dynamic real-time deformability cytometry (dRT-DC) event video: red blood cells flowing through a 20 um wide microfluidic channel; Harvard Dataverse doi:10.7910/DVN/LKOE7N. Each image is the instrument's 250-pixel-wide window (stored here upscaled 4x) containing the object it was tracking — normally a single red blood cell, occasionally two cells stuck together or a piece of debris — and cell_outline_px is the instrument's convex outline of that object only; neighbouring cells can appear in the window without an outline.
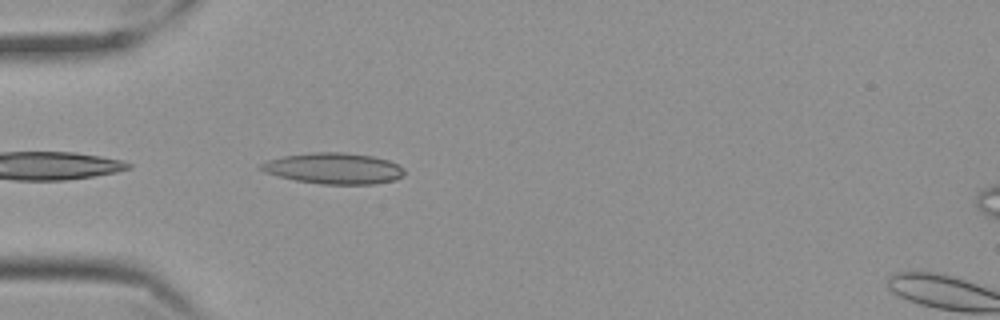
{"species": "Egyptian fruit bat (a non-hibernating species)", "species_latin": "Rousettus aegyptiacus", "temperature_condition": "cold", "stored_images_in_passage": 6, "camera_frame_rate_fps": 3000, "um_per_image_px": 0.085, "frame": {"image": 1, "passage_image": 2, "time_ms": 0.333, "image_size_px": [1000, 320], "cell_outline_px": [[404, 176], [396, 180], [372, 184], [320, 184], [296, 180], [276, 176], [264, 172], [256, 168], [260, 164], [268, 160], [284, 156], [312, 152], [344, 152], [372, 156], [388, 160], [404, 168]], "centroid_in_image_um": [28.35, 14.31], "position_along_channel_um": 56.7, "area_um2": 26.07}}